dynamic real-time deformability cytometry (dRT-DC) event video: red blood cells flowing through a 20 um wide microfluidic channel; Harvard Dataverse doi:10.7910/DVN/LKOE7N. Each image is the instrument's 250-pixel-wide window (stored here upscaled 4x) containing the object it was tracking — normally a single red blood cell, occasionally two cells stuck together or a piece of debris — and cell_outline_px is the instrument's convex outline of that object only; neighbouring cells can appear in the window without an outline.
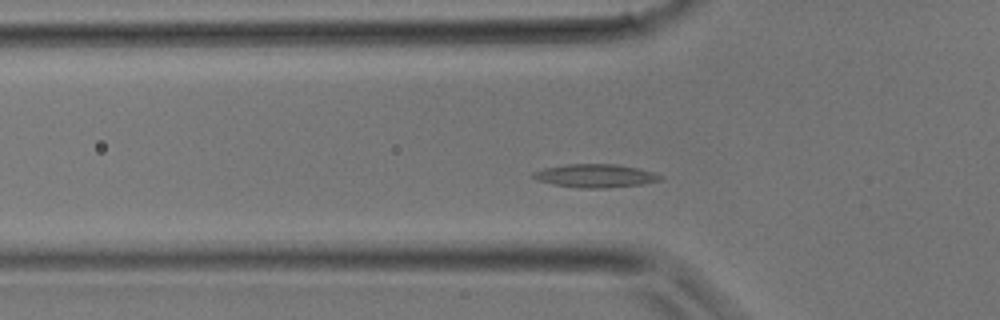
{"species": "common noctule bat (a hibernating species)", "species_latin": "Nyctalus noctula", "temperature_condition": "room temperature", "stored_images_in_passage": 32, "camera_frame_rate_fps": 3000, "um_per_image_px": 0.085, "animal": {"sex": "male", "body_mass_g": 17.9}, "frame": {"image": 1, "passage_image": 8, "time_ms": 2.333, "image_size_px": [1000, 320], "cell_outline_px": [[664, 180], [640, 184], [608, 188], [576, 188], [552, 184], [536, 180], [532, 176], [532, 172], [544, 168], [568, 164], [616, 164], [640, 168], [664, 176]], "centroid_in_image_um": [50.61, 14.94], "position_along_channel_um": 75.2, "area_um2": 17.46}}
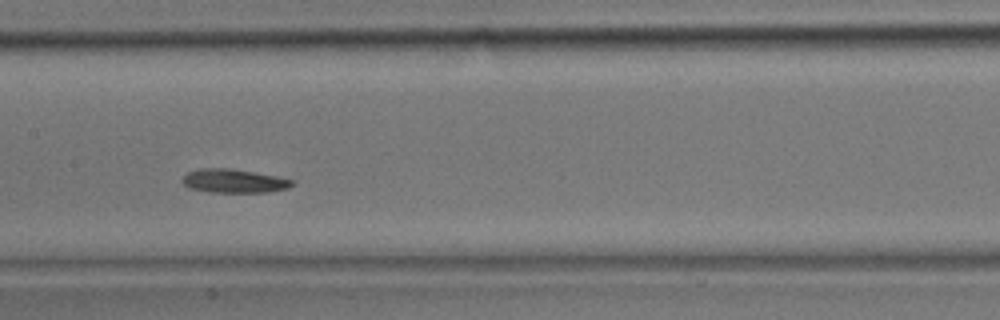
{"frame": {"image": 2, "passage_image": 14, "time_ms": 4.333, "image_size_px": [1000, 320], "cell_outline_px": [[296, 180], [288, 188], [268, 192], [208, 192], [188, 188], [180, 180], [188, 172], [200, 168], [228, 168], [276, 176]], "centroid_in_image_um": [19.85, 15.38], "position_along_channel_um": 187.5, "area_um2": 15.14}}
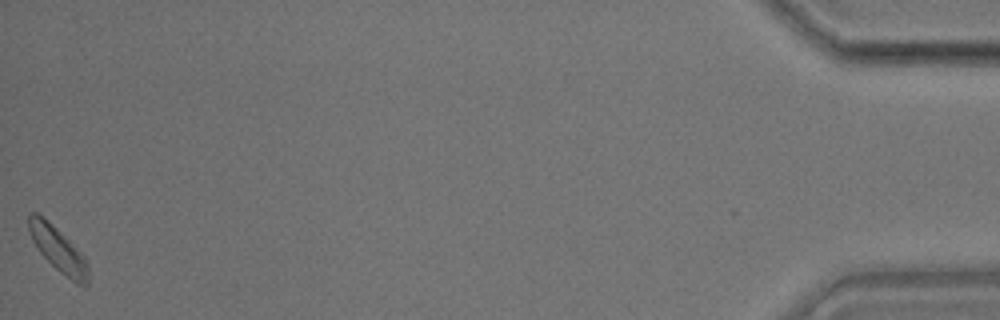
{"frame": {"image": 3, "passage_image": 32, "time_ms": 10.333, "image_size_px": [1000, 320], "cell_outline_px": [[88, 284], [76, 284], [60, 272], [40, 252], [32, 240], [28, 228], [28, 212], [36, 212], [44, 216], [84, 256], [88, 264]], "centroid_in_image_um": [4.92, 21.17], "position_along_channel_um": 430.3, "area_um2": 15.26}}